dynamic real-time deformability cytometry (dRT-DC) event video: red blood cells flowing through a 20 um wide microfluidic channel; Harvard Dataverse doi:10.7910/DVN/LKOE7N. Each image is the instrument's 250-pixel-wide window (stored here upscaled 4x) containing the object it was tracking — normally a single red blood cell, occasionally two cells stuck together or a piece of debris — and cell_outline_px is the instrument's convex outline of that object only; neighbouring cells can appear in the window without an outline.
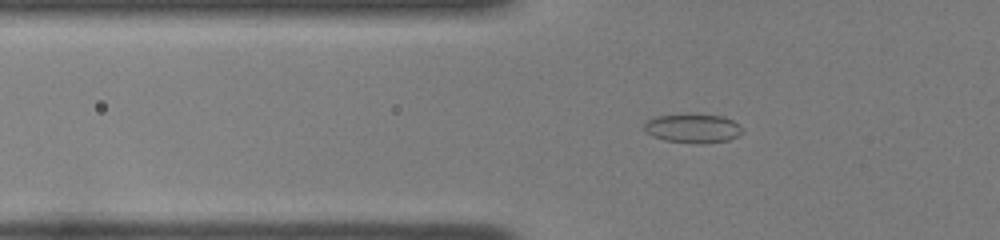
{"species": "common noctule bat (a hibernating species)", "species_latin": "Nyctalus noctula", "temperature_condition": "room temperature", "stored_images_in_passage": 38, "camera_frame_rate_fps": 3000, "um_per_image_px": 0.085, "animal": {"sex": "female", "body_mass_g": 22.0, "forearm_length_mm": 56.7}, "frame": {"image": 1, "passage_image": 5, "time_ms": 1.333, "image_size_px": [1000, 240], "cell_outline_px": [[744, 132], [728, 140], [664, 140], [652, 136], [644, 128], [644, 124], [648, 120], [656, 116], [724, 116], [740, 124]], "centroid_in_image_um": [58.91, 10.88], "position_along_channel_um": 66.9, "area_um2": 15.14}}
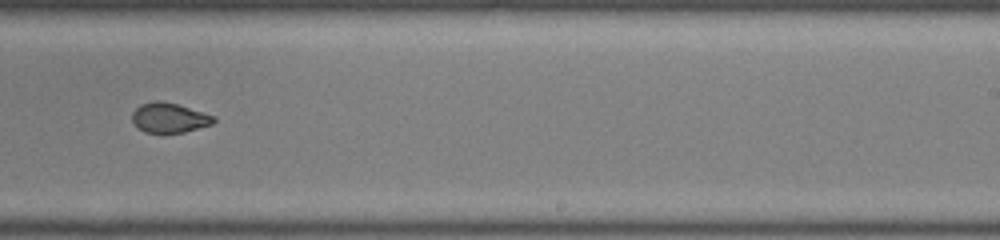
{"frame": {"image": 2, "passage_image": 21, "time_ms": 6.667, "image_size_px": [1000, 240], "cell_outline_px": [[216, 120], [212, 124], [184, 132], [164, 136], [144, 132], [132, 120], [132, 112], [140, 104], [156, 100], [160, 100], [176, 104], [216, 116]], "centroid_in_image_um": [14.38, 10.05], "position_along_channel_um": 274.6, "area_um2": 14.57}}
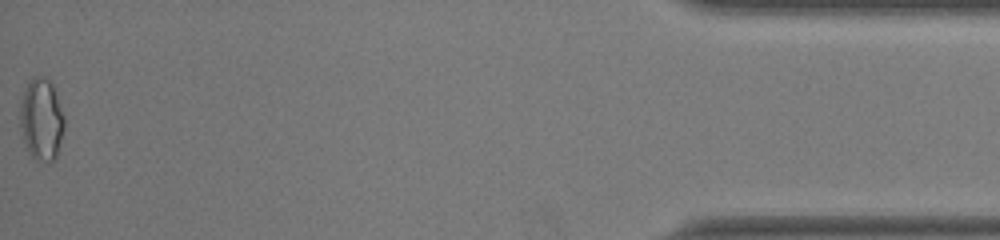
{"frame": {"image": 3, "passage_image": 38, "time_ms": 12.333, "image_size_px": [1000, 240], "cell_outline_px": [[64, 128], [56, 160], [36, 160], [28, 152], [24, 140], [20, 124], [20, 100], [28, 80], [32, 76], [44, 76], [52, 84], [56, 92], [64, 116]], "centroid_in_image_um": [3.52, 10.11], "position_along_channel_um": 431.7, "area_um2": 21.27}, "authors_computed_cell_mechanics": {"area_um2": 15.2303, "velocity_mm_per_s": 4.0135, "shape_relaxation_time_tau1_ms": 4.1722, "shape_relaxation_time_tau2_ms": 1.4558, "deformation_change_tau1": 0.1415, "deformation_change_tau2": 0.0673}}